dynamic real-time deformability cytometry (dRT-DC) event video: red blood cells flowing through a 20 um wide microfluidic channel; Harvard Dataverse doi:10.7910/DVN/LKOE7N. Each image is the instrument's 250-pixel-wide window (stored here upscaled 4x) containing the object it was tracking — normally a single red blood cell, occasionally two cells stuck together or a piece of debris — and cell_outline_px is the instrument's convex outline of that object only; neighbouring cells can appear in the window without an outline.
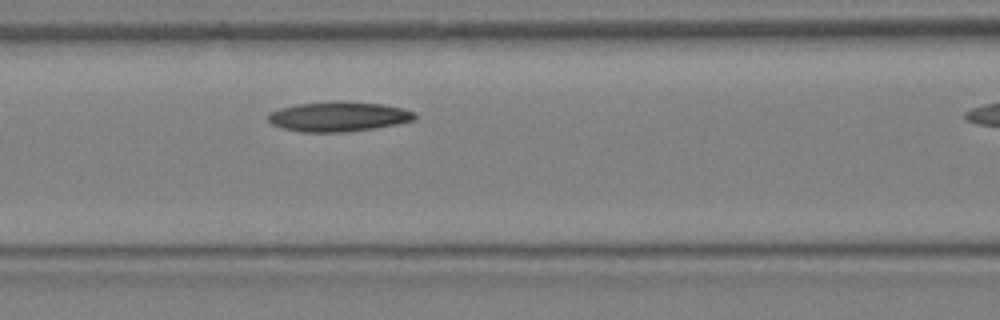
{"species": "Egyptian fruit bat (a non-hibernating species)", "species_latin": "Rousettus aegyptiacus", "temperature_condition": "warm", "stored_images_in_passage": 8, "camera_frame_rate_fps": 3000, "um_per_image_px": 0.085, "animal": {"sex": "female"}, "frame": {"image": 1, "passage_image": 7, "time_ms": 2.0, "image_size_px": [1000, 320], "cell_outline_px": [[416, 120], [396, 124], [372, 128], [344, 132], [300, 132], [284, 128], [272, 124], [268, 120], [268, 116], [272, 112], [280, 108], [296, 104], [328, 100], [340, 100], [384, 104], [404, 108], [416, 112]], "centroid_in_image_um": [28.8, 9.88], "position_along_channel_um": 137.8, "area_um2": 25.78}}